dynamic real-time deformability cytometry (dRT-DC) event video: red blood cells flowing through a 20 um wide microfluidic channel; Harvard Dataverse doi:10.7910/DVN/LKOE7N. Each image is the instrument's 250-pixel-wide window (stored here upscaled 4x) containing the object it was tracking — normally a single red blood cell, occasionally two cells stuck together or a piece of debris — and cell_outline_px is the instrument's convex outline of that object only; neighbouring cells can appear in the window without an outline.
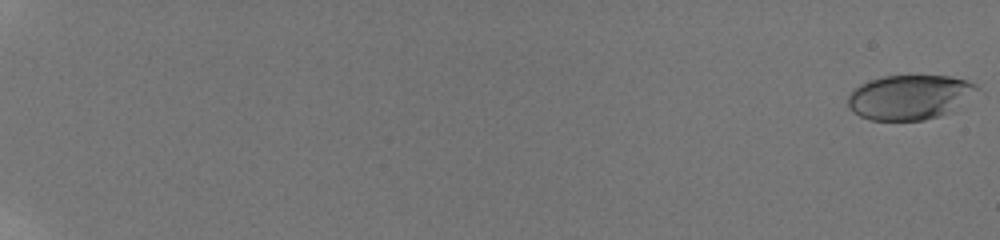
{"species": "human", "species_latin": "Homo sapiens", "temperature_condition": "room temperature", "stored_images_in_passage": 23, "camera_frame_rate_fps": 3000, "um_per_image_px": 0.085, "donor": {"sex": "male"}, "frame": {"image": 1, "passage_image": 1, "time_ms": 0.0, "image_size_px": [1000, 240], "cell_outline_px": [[980, 88], [952, 112], [940, 116], [924, 120], [872, 120], [860, 116], [852, 112], [848, 104], [848, 96], [852, 88], [868, 80], [884, 76], [948, 76], [968, 80], [976, 84]], "centroid_in_image_um": [77.3, 8.26], "position_along_channel_um": 7.7, "area_um2": 33.76}}
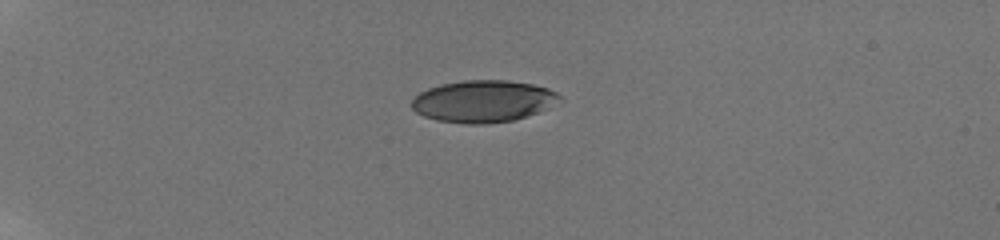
{"frame": {"image": 2, "passage_image": 13, "time_ms": 6.0, "image_size_px": [1000, 240], "cell_outline_px": [[564, 100], [528, 116], [512, 120], [484, 124], [464, 124], [436, 120], [424, 116], [416, 112], [408, 104], [420, 92], [428, 88], [440, 84], [464, 80], [508, 80], [532, 84], [548, 88], [556, 92]], "centroid_in_image_um": [41.06, 8.6], "position_along_channel_um": 43.9, "area_um2": 36.36}}
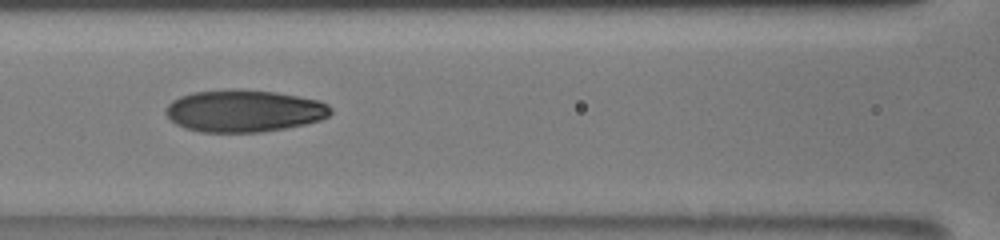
{"frame": {"image": 3, "passage_image": 22, "time_ms": 10.333, "image_size_px": [1000, 240], "cell_outline_px": [[332, 112], [328, 116], [320, 120], [304, 124], [284, 128], [260, 132], [200, 132], [184, 128], [176, 124], [164, 112], [164, 108], [172, 100], [180, 96], [192, 92], [232, 88], [240, 88], [276, 92], [320, 100], [328, 104], [332, 108]], "centroid_in_image_um": [20.72, 9.41], "position_along_channel_um": 145.9, "area_um2": 40.92}}